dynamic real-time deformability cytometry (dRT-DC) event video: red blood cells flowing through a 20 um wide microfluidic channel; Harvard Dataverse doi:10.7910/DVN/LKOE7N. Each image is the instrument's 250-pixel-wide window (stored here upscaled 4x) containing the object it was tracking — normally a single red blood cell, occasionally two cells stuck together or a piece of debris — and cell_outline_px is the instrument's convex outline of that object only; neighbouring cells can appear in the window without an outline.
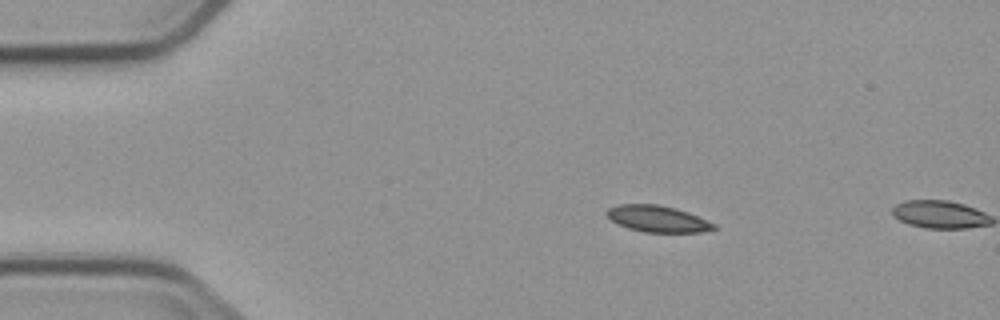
{"species": "common noctule bat (a hibernating species)", "species_latin": "Nyctalus noctula", "temperature_condition": "cold", "stored_images_in_passage": 4, "camera_frame_rate_fps": 3000, "um_per_image_px": 0.085, "animal": {"sex": "male", "body_mass_g": 23.1, "forearm_length_mm": 52.7}, "frame": {"image": 1, "passage_image": 3, "time_ms": 2.333, "image_size_px": [1000, 320], "cell_outline_px": [[716, 228], [700, 232], [644, 232], [628, 228], [612, 220], [604, 212], [608, 208], [620, 204], [656, 204], [676, 208], [688, 212], [716, 224]], "centroid_in_image_um": [55.89, 18.59], "position_along_channel_um": 29.1, "area_um2": 16.36}}